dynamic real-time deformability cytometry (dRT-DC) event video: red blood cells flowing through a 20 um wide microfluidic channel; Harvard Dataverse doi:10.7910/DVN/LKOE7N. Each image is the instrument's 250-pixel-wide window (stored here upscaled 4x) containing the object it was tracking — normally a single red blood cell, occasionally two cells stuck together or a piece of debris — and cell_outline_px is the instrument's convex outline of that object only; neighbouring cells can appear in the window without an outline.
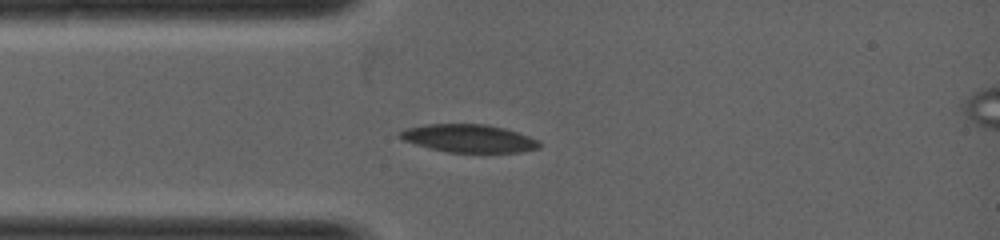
{"species": "common noctule bat (a hibernating species)", "species_latin": "Nyctalus noctula", "temperature_condition": "warm", "stored_images_in_passage": 3, "camera_frame_rate_fps": 5000, "um_per_image_px": 0.085, "animal": {"sex": "female", "body_mass_g": 19.0, "forearm_length_mm": 53.3}, "frame": {"image": 1, "passage_image": 3, "time_ms": 0.4, "image_size_px": [1000, 240], "cell_outline_px": [[540, 148], [520, 152], [448, 152], [428, 148], [404, 140], [396, 136], [404, 128], [424, 124], [484, 124], [504, 128], [540, 140]], "centroid_in_image_um": [39.82, 11.76], "position_along_channel_um": 45.2, "area_um2": 22.72}}